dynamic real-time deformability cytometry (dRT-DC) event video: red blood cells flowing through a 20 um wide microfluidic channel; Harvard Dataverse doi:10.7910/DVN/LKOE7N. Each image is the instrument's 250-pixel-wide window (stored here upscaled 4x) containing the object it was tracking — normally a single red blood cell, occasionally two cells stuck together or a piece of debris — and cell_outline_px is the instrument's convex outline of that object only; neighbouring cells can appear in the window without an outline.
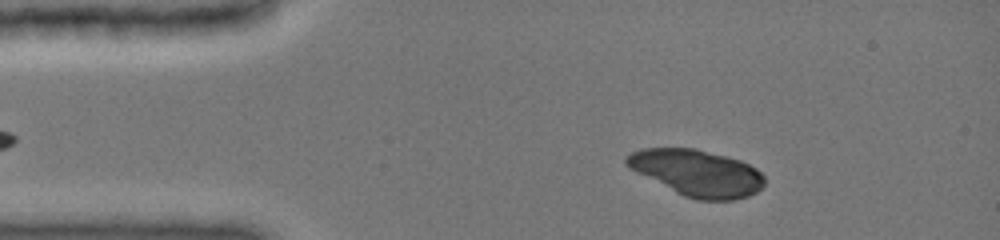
{"species": "common noctule bat (a hibernating species)", "species_latin": "Nyctalus noctula", "temperature_condition": "cold", "stored_images_in_passage": 7, "camera_frame_rate_fps": 3000, "um_per_image_px": 0.085, "animal": {"sex": "female", "body_mass_g": 19.0, "forearm_length_mm": 51.5}, "frame": {"image": 1, "passage_image": 2, "time_ms": 1.0, "image_size_px": [1000, 240], "cell_outline_px": [[764, 184], [756, 192], [748, 196], [732, 200], [696, 200], [684, 196], [628, 168], [624, 164], [624, 156], [640, 148], [696, 148], [740, 160], [756, 168], [764, 176]], "centroid_in_image_um": [59.21, 14.69], "position_along_channel_um": 25.8, "area_um2": 37.28}}